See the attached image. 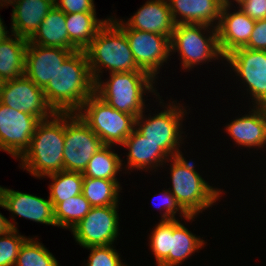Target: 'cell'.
Here are the masks:
<instances>
[{
    "label": "cell",
    "instance_id": "484cf974",
    "mask_svg": "<svg viewBox=\"0 0 266 266\" xmlns=\"http://www.w3.org/2000/svg\"><path fill=\"white\" fill-rule=\"evenodd\" d=\"M205 242L190 232L178 219H173V236H171L170 253L159 266H179L194 252L204 246Z\"/></svg>",
    "mask_w": 266,
    "mask_h": 266
},
{
    "label": "cell",
    "instance_id": "f546056e",
    "mask_svg": "<svg viewBox=\"0 0 266 266\" xmlns=\"http://www.w3.org/2000/svg\"><path fill=\"white\" fill-rule=\"evenodd\" d=\"M91 208L89 201L82 193L58 203L54 207L56 226L71 230L89 213Z\"/></svg>",
    "mask_w": 266,
    "mask_h": 266
},
{
    "label": "cell",
    "instance_id": "ee69618b",
    "mask_svg": "<svg viewBox=\"0 0 266 266\" xmlns=\"http://www.w3.org/2000/svg\"><path fill=\"white\" fill-rule=\"evenodd\" d=\"M265 110V113H266V103L262 106Z\"/></svg>",
    "mask_w": 266,
    "mask_h": 266
},
{
    "label": "cell",
    "instance_id": "603a6c76",
    "mask_svg": "<svg viewBox=\"0 0 266 266\" xmlns=\"http://www.w3.org/2000/svg\"><path fill=\"white\" fill-rule=\"evenodd\" d=\"M109 19H97L96 12L66 14L69 49L84 51Z\"/></svg>",
    "mask_w": 266,
    "mask_h": 266
},
{
    "label": "cell",
    "instance_id": "ffe728a7",
    "mask_svg": "<svg viewBox=\"0 0 266 266\" xmlns=\"http://www.w3.org/2000/svg\"><path fill=\"white\" fill-rule=\"evenodd\" d=\"M12 6L11 34L29 40L54 7V0H17Z\"/></svg>",
    "mask_w": 266,
    "mask_h": 266
},
{
    "label": "cell",
    "instance_id": "7bdbcfd3",
    "mask_svg": "<svg viewBox=\"0 0 266 266\" xmlns=\"http://www.w3.org/2000/svg\"><path fill=\"white\" fill-rule=\"evenodd\" d=\"M4 80L1 78V76H0V90H1V88L3 87V84H4Z\"/></svg>",
    "mask_w": 266,
    "mask_h": 266
},
{
    "label": "cell",
    "instance_id": "f6af8a7d",
    "mask_svg": "<svg viewBox=\"0 0 266 266\" xmlns=\"http://www.w3.org/2000/svg\"><path fill=\"white\" fill-rule=\"evenodd\" d=\"M17 0H11V5L14 3V2H16Z\"/></svg>",
    "mask_w": 266,
    "mask_h": 266
},
{
    "label": "cell",
    "instance_id": "f1b7e54d",
    "mask_svg": "<svg viewBox=\"0 0 266 266\" xmlns=\"http://www.w3.org/2000/svg\"><path fill=\"white\" fill-rule=\"evenodd\" d=\"M52 180L49 184V199L53 208L60 202L82 193L83 173L74 171H60L48 175Z\"/></svg>",
    "mask_w": 266,
    "mask_h": 266
},
{
    "label": "cell",
    "instance_id": "52a82bcc",
    "mask_svg": "<svg viewBox=\"0 0 266 266\" xmlns=\"http://www.w3.org/2000/svg\"><path fill=\"white\" fill-rule=\"evenodd\" d=\"M210 27L204 24L175 25L170 39L171 52H179L184 69L190 70L204 61L224 59L218 45L217 29ZM208 29H212L211 32ZM205 31L211 34L204 36Z\"/></svg>",
    "mask_w": 266,
    "mask_h": 266
},
{
    "label": "cell",
    "instance_id": "8d00e7d4",
    "mask_svg": "<svg viewBox=\"0 0 266 266\" xmlns=\"http://www.w3.org/2000/svg\"><path fill=\"white\" fill-rule=\"evenodd\" d=\"M244 47L266 51V19L256 20L250 39Z\"/></svg>",
    "mask_w": 266,
    "mask_h": 266
},
{
    "label": "cell",
    "instance_id": "ac0fdd59",
    "mask_svg": "<svg viewBox=\"0 0 266 266\" xmlns=\"http://www.w3.org/2000/svg\"><path fill=\"white\" fill-rule=\"evenodd\" d=\"M125 24L130 29L162 34L170 39L176 25L168 0H148Z\"/></svg>",
    "mask_w": 266,
    "mask_h": 266
},
{
    "label": "cell",
    "instance_id": "9a60e30c",
    "mask_svg": "<svg viewBox=\"0 0 266 266\" xmlns=\"http://www.w3.org/2000/svg\"><path fill=\"white\" fill-rule=\"evenodd\" d=\"M75 50L45 47L28 42L25 54L24 75L35 85L44 89L54 76L58 67Z\"/></svg>",
    "mask_w": 266,
    "mask_h": 266
},
{
    "label": "cell",
    "instance_id": "8992f818",
    "mask_svg": "<svg viewBox=\"0 0 266 266\" xmlns=\"http://www.w3.org/2000/svg\"><path fill=\"white\" fill-rule=\"evenodd\" d=\"M84 110V111H83ZM104 145H122L135 129L136 117L109 106L95 93L76 112Z\"/></svg>",
    "mask_w": 266,
    "mask_h": 266
},
{
    "label": "cell",
    "instance_id": "60d3db41",
    "mask_svg": "<svg viewBox=\"0 0 266 266\" xmlns=\"http://www.w3.org/2000/svg\"><path fill=\"white\" fill-rule=\"evenodd\" d=\"M238 3V6H240L241 4L247 2L248 0H234ZM223 3L226 4V5H230L231 6V1L229 0H223Z\"/></svg>",
    "mask_w": 266,
    "mask_h": 266
},
{
    "label": "cell",
    "instance_id": "ba28073f",
    "mask_svg": "<svg viewBox=\"0 0 266 266\" xmlns=\"http://www.w3.org/2000/svg\"><path fill=\"white\" fill-rule=\"evenodd\" d=\"M174 102L167 104L166 110H162L153 117L150 115L148 119L142 112L135 122V129L149 141L157 144L170 158L183 155L179 147L180 143L182 144L183 133L181 123L184 120L183 116L186 115L185 109Z\"/></svg>",
    "mask_w": 266,
    "mask_h": 266
},
{
    "label": "cell",
    "instance_id": "4fadbf2b",
    "mask_svg": "<svg viewBox=\"0 0 266 266\" xmlns=\"http://www.w3.org/2000/svg\"><path fill=\"white\" fill-rule=\"evenodd\" d=\"M0 102L40 120H46L56 113L47 103L43 89L25 75L4 82L0 90Z\"/></svg>",
    "mask_w": 266,
    "mask_h": 266
},
{
    "label": "cell",
    "instance_id": "4dcf8cb0",
    "mask_svg": "<svg viewBox=\"0 0 266 266\" xmlns=\"http://www.w3.org/2000/svg\"><path fill=\"white\" fill-rule=\"evenodd\" d=\"M14 266H59V264L42 243L34 238H27L19 249Z\"/></svg>",
    "mask_w": 266,
    "mask_h": 266
},
{
    "label": "cell",
    "instance_id": "5b68a950",
    "mask_svg": "<svg viewBox=\"0 0 266 266\" xmlns=\"http://www.w3.org/2000/svg\"><path fill=\"white\" fill-rule=\"evenodd\" d=\"M169 160L172 179V189L169 191L188 215L197 216L221 197L222 191L210 186L199 175L194 162H188L182 155Z\"/></svg>",
    "mask_w": 266,
    "mask_h": 266
},
{
    "label": "cell",
    "instance_id": "8fae6325",
    "mask_svg": "<svg viewBox=\"0 0 266 266\" xmlns=\"http://www.w3.org/2000/svg\"><path fill=\"white\" fill-rule=\"evenodd\" d=\"M118 205L92 207L89 213L71 229L80 246H108L117 240L119 229Z\"/></svg>",
    "mask_w": 266,
    "mask_h": 266
},
{
    "label": "cell",
    "instance_id": "e575fe53",
    "mask_svg": "<svg viewBox=\"0 0 266 266\" xmlns=\"http://www.w3.org/2000/svg\"><path fill=\"white\" fill-rule=\"evenodd\" d=\"M162 193V205L163 208H159L160 211L162 209L165 210V212H163V215L161 216V220H172V219H176L175 215L177 213V211L181 214L185 220H194L196 215H188L182 208L181 206L177 203L175 197L172 195V193L169 191V189L164 190V192ZM154 198V197H153ZM161 204V203H160ZM153 205V204H152ZM194 218V219H193Z\"/></svg>",
    "mask_w": 266,
    "mask_h": 266
},
{
    "label": "cell",
    "instance_id": "9c48e42d",
    "mask_svg": "<svg viewBox=\"0 0 266 266\" xmlns=\"http://www.w3.org/2000/svg\"><path fill=\"white\" fill-rule=\"evenodd\" d=\"M104 146L77 113H65L63 164L65 171L84 172L92 156Z\"/></svg>",
    "mask_w": 266,
    "mask_h": 266
},
{
    "label": "cell",
    "instance_id": "7a4b0ae2",
    "mask_svg": "<svg viewBox=\"0 0 266 266\" xmlns=\"http://www.w3.org/2000/svg\"><path fill=\"white\" fill-rule=\"evenodd\" d=\"M64 139L65 113L41 120L30 146L19 159L20 166L37 178L64 171Z\"/></svg>",
    "mask_w": 266,
    "mask_h": 266
},
{
    "label": "cell",
    "instance_id": "3957f363",
    "mask_svg": "<svg viewBox=\"0 0 266 266\" xmlns=\"http://www.w3.org/2000/svg\"><path fill=\"white\" fill-rule=\"evenodd\" d=\"M84 51L94 82L100 79L103 68L109 73L142 71L136 65L126 34L111 19Z\"/></svg>",
    "mask_w": 266,
    "mask_h": 266
},
{
    "label": "cell",
    "instance_id": "5bb4252c",
    "mask_svg": "<svg viewBox=\"0 0 266 266\" xmlns=\"http://www.w3.org/2000/svg\"><path fill=\"white\" fill-rule=\"evenodd\" d=\"M236 76L242 77L256 106L266 103V51L237 48L224 57Z\"/></svg>",
    "mask_w": 266,
    "mask_h": 266
},
{
    "label": "cell",
    "instance_id": "ab89813d",
    "mask_svg": "<svg viewBox=\"0 0 266 266\" xmlns=\"http://www.w3.org/2000/svg\"><path fill=\"white\" fill-rule=\"evenodd\" d=\"M7 29L5 28V25H3V21L0 17V41H4L5 39H7L9 37V31H6Z\"/></svg>",
    "mask_w": 266,
    "mask_h": 266
},
{
    "label": "cell",
    "instance_id": "6da1fadb",
    "mask_svg": "<svg viewBox=\"0 0 266 266\" xmlns=\"http://www.w3.org/2000/svg\"><path fill=\"white\" fill-rule=\"evenodd\" d=\"M47 103L56 113H76L95 93L85 51H73L58 67L43 89Z\"/></svg>",
    "mask_w": 266,
    "mask_h": 266
},
{
    "label": "cell",
    "instance_id": "4316f807",
    "mask_svg": "<svg viewBox=\"0 0 266 266\" xmlns=\"http://www.w3.org/2000/svg\"><path fill=\"white\" fill-rule=\"evenodd\" d=\"M111 147L104 145L92 156L83 172L84 177L117 181L116 175L123 168V160Z\"/></svg>",
    "mask_w": 266,
    "mask_h": 266
},
{
    "label": "cell",
    "instance_id": "83f0119b",
    "mask_svg": "<svg viewBox=\"0 0 266 266\" xmlns=\"http://www.w3.org/2000/svg\"><path fill=\"white\" fill-rule=\"evenodd\" d=\"M118 181L84 177L82 194L91 207L118 205L120 192Z\"/></svg>",
    "mask_w": 266,
    "mask_h": 266
},
{
    "label": "cell",
    "instance_id": "74e56055",
    "mask_svg": "<svg viewBox=\"0 0 266 266\" xmlns=\"http://www.w3.org/2000/svg\"><path fill=\"white\" fill-rule=\"evenodd\" d=\"M251 19H266V0H248L239 6Z\"/></svg>",
    "mask_w": 266,
    "mask_h": 266
},
{
    "label": "cell",
    "instance_id": "44dd1931",
    "mask_svg": "<svg viewBox=\"0 0 266 266\" xmlns=\"http://www.w3.org/2000/svg\"><path fill=\"white\" fill-rule=\"evenodd\" d=\"M252 113L227 124L226 131L237 145L263 148L266 145V113L262 106H253Z\"/></svg>",
    "mask_w": 266,
    "mask_h": 266
},
{
    "label": "cell",
    "instance_id": "d4e9b609",
    "mask_svg": "<svg viewBox=\"0 0 266 266\" xmlns=\"http://www.w3.org/2000/svg\"><path fill=\"white\" fill-rule=\"evenodd\" d=\"M11 36L0 41V76L4 81L20 78L25 71L28 40L15 34Z\"/></svg>",
    "mask_w": 266,
    "mask_h": 266
},
{
    "label": "cell",
    "instance_id": "7c38bea8",
    "mask_svg": "<svg viewBox=\"0 0 266 266\" xmlns=\"http://www.w3.org/2000/svg\"><path fill=\"white\" fill-rule=\"evenodd\" d=\"M41 120L0 102V150L20 158L28 149Z\"/></svg>",
    "mask_w": 266,
    "mask_h": 266
},
{
    "label": "cell",
    "instance_id": "e0dca14e",
    "mask_svg": "<svg viewBox=\"0 0 266 266\" xmlns=\"http://www.w3.org/2000/svg\"><path fill=\"white\" fill-rule=\"evenodd\" d=\"M230 7V5L223 4L216 27L219 49L224 57L248 43L256 22L241 9L230 13L228 11Z\"/></svg>",
    "mask_w": 266,
    "mask_h": 266
},
{
    "label": "cell",
    "instance_id": "836d02e7",
    "mask_svg": "<svg viewBox=\"0 0 266 266\" xmlns=\"http://www.w3.org/2000/svg\"><path fill=\"white\" fill-rule=\"evenodd\" d=\"M90 256L86 266H127L121 262L120 254L113 244L108 246H90Z\"/></svg>",
    "mask_w": 266,
    "mask_h": 266
},
{
    "label": "cell",
    "instance_id": "cb8c5ba5",
    "mask_svg": "<svg viewBox=\"0 0 266 266\" xmlns=\"http://www.w3.org/2000/svg\"><path fill=\"white\" fill-rule=\"evenodd\" d=\"M28 42L69 49L66 14L54 5Z\"/></svg>",
    "mask_w": 266,
    "mask_h": 266
},
{
    "label": "cell",
    "instance_id": "d6a6232c",
    "mask_svg": "<svg viewBox=\"0 0 266 266\" xmlns=\"http://www.w3.org/2000/svg\"><path fill=\"white\" fill-rule=\"evenodd\" d=\"M26 239L16 229L0 236V266L15 265L19 249Z\"/></svg>",
    "mask_w": 266,
    "mask_h": 266
},
{
    "label": "cell",
    "instance_id": "277c9868",
    "mask_svg": "<svg viewBox=\"0 0 266 266\" xmlns=\"http://www.w3.org/2000/svg\"><path fill=\"white\" fill-rule=\"evenodd\" d=\"M106 82H95V94L109 106L136 118L144 112V93L154 92L155 79L145 71L115 72Z\"/></svg>",
    "mask_w": 266,
    "mask_h": 266
},
{
    "label": "cell",
    "instance_id": "d590c367",
    "mask_svg": "<svg viewBox=\"0 0 266 266\" xmlns=\"http://www.w3.org/2000/svg\"><path fill=\"white\" fill-rule=\"evenodd\" d=\"M54 5L65 14L96 12L93 0H54Z\"/></svg>",
    "mask_w": 266,
    "mask_h": 266
},
{
    "label": "cell",
    "instance_id": "7402d4cb",
    "mask_svg": "<svg viewBox=\"0 0 266 266\" xmlns=\"http://www.w3.org/2000/svg\"><path fill=\"white\" fill-rule=\"evenodd\" d=\"M121 146L127 147L129 151L127 155V170L157 169L156 167L162 166L163 163H166L165 161L170 159L157 144L149 141L136 129L125 139Z\"/></svg>",
    "mask_w": 266,
    "mask_h": 266
},
{
    "label": "cell",
    "instance_id": "1f68e13d",
    "mask_svg": "<svg viewBox=\"0 0 266 266\" xmlns=\"http://www.w3.org/2000/svg\"><path fill=\"white\" fill-rule=\"evenodd\" d=\"M171 236H173V219L161 220L150 237V248L159 266L170 253Z\"/></svg>",
    "mask_w": 266,
    "mask_h": 266
},
{
    "label": "cell",
    "instance_id": "2e32d148",
    "mask_svg": "<svg viewBox=\"0 0 266 266\" xmlns=\"http://www.w3.org/2000/svg\"><path fill=\"white\" fill-rule=\"evenodd\" d=\"M0 207L37 223L56 226L50 199H43L0 186Z\"/></svg>",
    "mask_w": 266,
    "mask_h": 266
},
{
    "label": "cell",
    "instance_id": "f35d334b",
    "mask_svg": "<svg viewBox=\"0 0 266 266\" xmlns=\"http://www.w3.org/2000/svg\"><path fill=\"white\" fill-rule=\"evenodd\" d=\"M15 224H17V222H10L6 217L2 215V213H0V236L7 234L12 229L17 230Z\"/></svg>",
    "mask_w": 266,
    "mask_h": 266
},
{
    "label": "cell",
    "instance_id": "30bf717a",
    "mask_svg": "<svg viewBox=\"0 0 266 266\" xmlns=\"http://www.w3.org/2000/svg\"><path fill=\"white\" fill-rule=\"evenodd\" d=\"M110 19L126 34L137 67L156 79L158 70L167 62L169 55L171 56L170 38L162 34L130 29L123 20Z\"/></svg>",
    "mask_w": 266,
    "mask_h": 266
},
{
    "label": "cell",
    "instance_id": "d6986e66",
    "mask_svg": "<svg viewBox=\"0 0 266 266\" xmlns=\"http://www.w3.org/2000/svg\"><path fill=\"white\" fill-rule=\"evenodd\" d=\"M168 3L175 24H215L214 27L219 23L224 4L223 0H168Z\"/></svg>",
    "mask_w": 266,
    "mask_h": 266
},
{
    "label": "cell",
    "instance_id": "b9f144b4",
    "mask_svg": "<svg viewBox=\"0 0 266 266\" xmlns=\"http://www.w3.org/2000/svg\"><path fill=\"white\" fill-rule=\"evenodd\" d=\"M8 4L11 5V0H0V7L2 8L3 5L7 6Z\"/></svg>",
    "mask_w": 266,
    "mask_h": 266
}]
</instances>
